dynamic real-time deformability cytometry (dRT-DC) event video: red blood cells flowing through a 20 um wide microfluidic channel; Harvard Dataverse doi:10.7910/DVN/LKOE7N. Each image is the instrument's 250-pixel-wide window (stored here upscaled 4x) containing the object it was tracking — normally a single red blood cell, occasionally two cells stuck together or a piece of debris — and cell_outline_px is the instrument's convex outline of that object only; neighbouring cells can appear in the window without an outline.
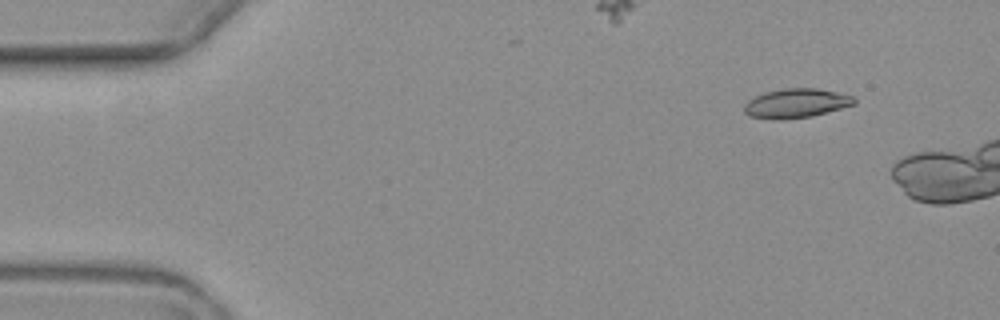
{"species": "common noctule bat (a hibernating species)", "species_latin": "Nyctalus noctula", "temperature_condition": "warm", "stored_images_in_passage": 4, "camera_frame_rate_fps": 3000, "um_per_image_px": 0.085, "animal": {"sex": "female", "body_mass_g": 19.3, "forearm_length_mm": 54.1}, "frame": {"image": 1, "passage_image": 1, "time_ms": 0.0, "image_size_px": [1000, 320], "cell_outline_px": [[856, 104], [812, 116], [780, 120], [748, 116], [744, 112], [744, 104], [748, 100], [764, 92], [780, 88], [816, 88], [836, 92], [852, 96], [856, 100]], "centroid_in_image_um": [67.64, 8.77], "position_along_channel_um": 17.4, "area_um2": 18.79}}